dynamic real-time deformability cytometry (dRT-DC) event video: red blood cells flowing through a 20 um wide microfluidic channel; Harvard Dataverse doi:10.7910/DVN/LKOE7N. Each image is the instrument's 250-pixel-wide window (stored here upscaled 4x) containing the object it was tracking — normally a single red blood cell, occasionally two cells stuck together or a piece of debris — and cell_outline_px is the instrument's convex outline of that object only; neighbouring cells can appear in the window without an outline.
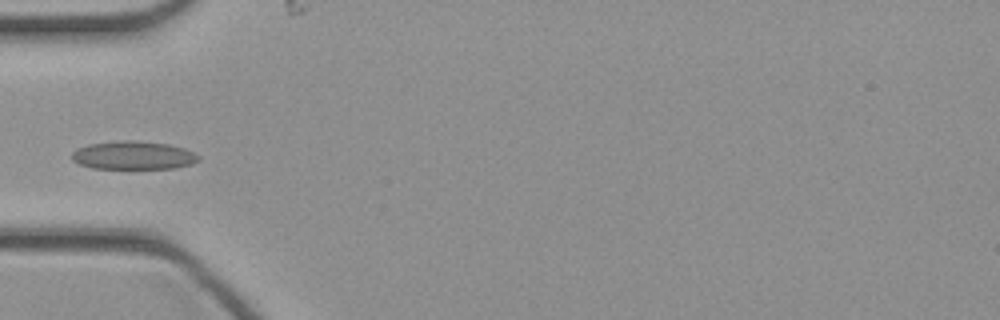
{"species": "common noctule bat (a hibernating species)", "species_latin": "Nyctalus noctula", "temperature_condition": "cold", "stored_images_in_passage": 32, "camera_frame_rate_fps": 3000, "um_per_image_px": 0.085, "animal": {"sex": "female", "body_mass_g": 21.9}, "frame": {"image": 1, "passage_image": 1, "time_ms": 0.0, "image_size_px": [1000, 320], "cell_outline_px": [[200, 160], [192, 164], [176, 168], [92, 168], [80, 164], [72, 160], [72, 152], [76, 148], [88, 144], [120, 140], [136, 140], [168, 144], [184, 148], [200, 156]], "centroid_in_image_um": [11.33, 13.19], "position_along_channel_um": 73.7, "area_um2": 20.98}}
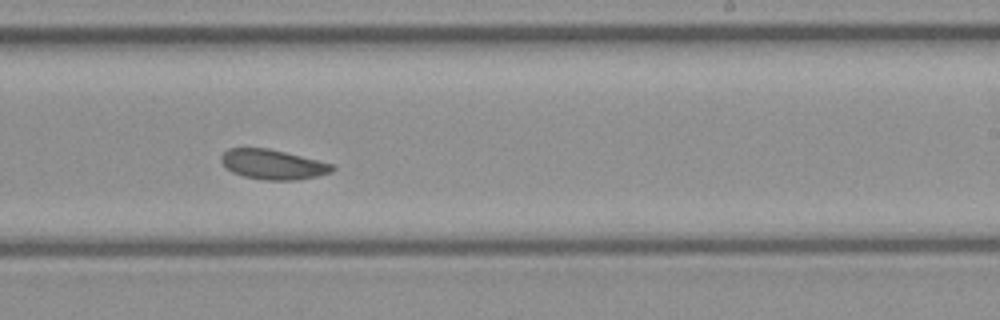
{"frame": {"image": 2, "passage_image": 14, "time_ms": 4.333, "image_size_px": [1000, 320], "cell_outline_px": [[336, 168], [332, 172], [316, 176], [296, 180], [264, 180], [244, 176], [232, 172], [220, 160], [220, 156], [228, 148], [268, 148], [336, 164]], "centroid_in_image_um": [23.23, 13.97], "position_along_channel_um": 265.8, "area_um2": 19.36}}
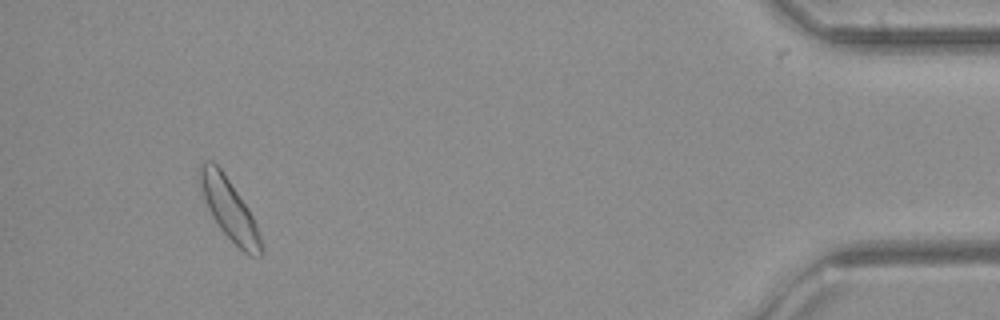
{"frame": {"image": 3, "passage_image": 29, "time_ms": 9.333, "image_size_px": [1000, 320], "cell_outline_px": [[264, 252], [260, 256], [252, 256], [244, 252], [220, 228], [212, 216], [204, 200], [196, 180], [196, 176], [200, 160], [212, 160], [220, 168], [248, 208], [256, 224], [264, 248]], "centroid_in_image_um": [19.43, 17.71], "position_along_channel_um": 415.8, "area_um2": 21.91}}